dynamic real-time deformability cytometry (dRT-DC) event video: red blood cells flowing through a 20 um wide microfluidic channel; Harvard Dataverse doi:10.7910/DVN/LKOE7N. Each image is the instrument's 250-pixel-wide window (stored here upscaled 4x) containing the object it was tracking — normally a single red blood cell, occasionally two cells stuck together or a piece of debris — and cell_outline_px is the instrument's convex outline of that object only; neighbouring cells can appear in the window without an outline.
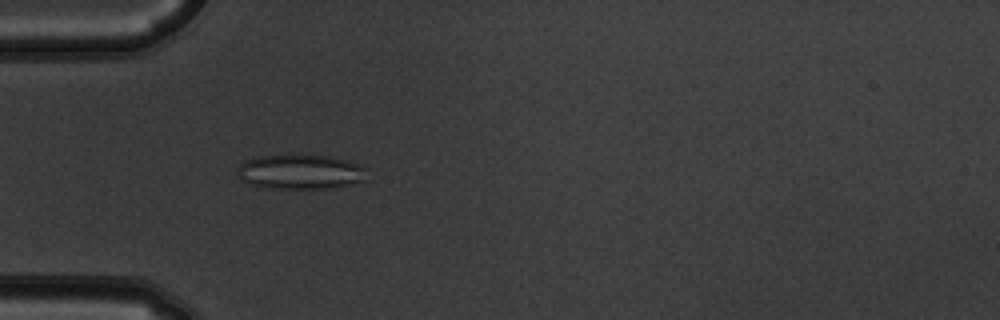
{"species": "common noctule bat (a hibernating species)", "species_latin": "Nyctalus noctula", "temperature_condition": "warm", "stored_images_in_passage": 3, "camera_frame_rate_fps": 3000, "um_per_image_px": 0.085, "animal": {"sex": "male", "body_mass_g": 19.5, "forearm_length_mm": 54.6}, "frame": {"image": 1, "passage_image": 3, "time_ms": 0.667, "image_size_px": [1000, 320], "cell_outline_px": [[368, 168], [364, 180], [332, 188], [272, 188], [248, 184], [240, 180], [236, 172], [236, 168], [244, 160], [252, 156], [288, 152], [300, 152], [332, 156], [360, 164]], "centroid_in_image_um": [25.46, 14.53], "position_along_channel_um": 59.5, "area_um2": 27.51}}